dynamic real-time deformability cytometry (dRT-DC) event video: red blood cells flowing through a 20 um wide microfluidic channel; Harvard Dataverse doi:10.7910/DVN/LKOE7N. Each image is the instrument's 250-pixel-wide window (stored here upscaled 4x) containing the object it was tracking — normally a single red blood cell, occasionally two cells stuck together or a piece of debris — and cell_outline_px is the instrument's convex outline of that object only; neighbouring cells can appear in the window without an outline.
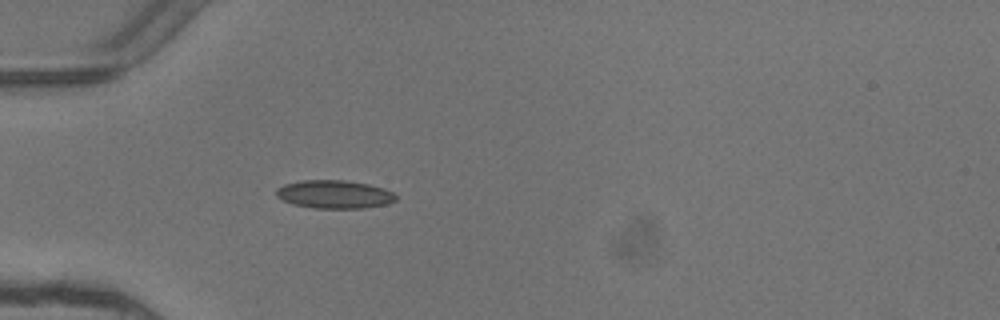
{"species": "common noctule bat (a hibernating species)", "species_latin": "Nyctalus noctula", "temperature_condition": "warm", "stored_images_in_passage": 1, "camera_frame_rate_fps": 3000, "um_per_image_px": 0.085, "animal": {"sex": "female"}, "frame": {"image": 1, "passage_image": 1, "time_ms": 0.0, "image_size_px": [1000, 320], "cell_outline_px": [[396, 200], [388, 204], [364, 208], [316, 208], [292, 204], [280, 200], [276, 196], [276, 188], [284, 184], [300, 180], [344, 180], [368, 184], [384, 188], [392, 192], [396, 196]], "centroid_in_image_um": [28.39, 16.51], "position_along_channel_um": 56.6, "area_um2": 19.83}}